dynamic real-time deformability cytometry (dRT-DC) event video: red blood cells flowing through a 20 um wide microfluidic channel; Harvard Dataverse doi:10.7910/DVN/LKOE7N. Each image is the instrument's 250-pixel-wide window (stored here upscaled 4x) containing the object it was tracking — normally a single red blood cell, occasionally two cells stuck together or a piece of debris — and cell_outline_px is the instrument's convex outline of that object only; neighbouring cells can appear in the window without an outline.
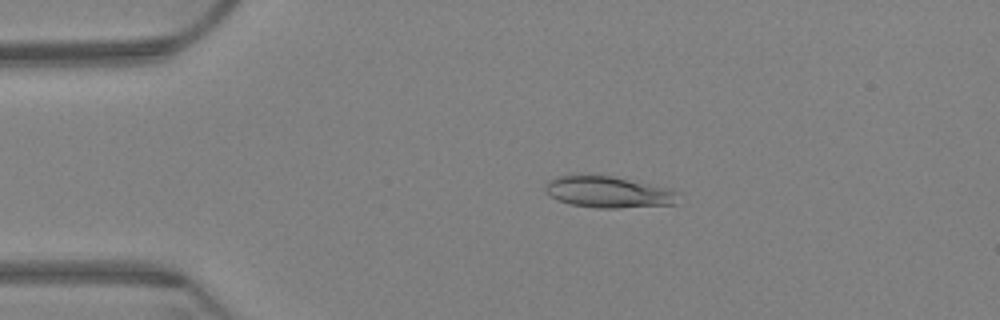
{"species": "Egyptian fruit bat (a non-hibernating species)", "species_latin": "Rousettus aegyptiacus", "temperature_condition": "warm", "stored_images_in_passage": 65, "camera_frame_rate_fps": 3000, "um_per_image_px": 0.085, "animal": {"sex": "female"}, "frame": {"image": 1, "passage_image": 14, "time_ms": 4.333, "image_size_px": [1000, 320], "cell_outline_px": [[676, 204], [616, 208], [596, 208], [572, 204], [560, 200], [552, 196], [544, 188], [544, 184], [548, 180], [556, 176], [588, 172], [612, 176], [664, 188], [676, 192]], "centroid_in_image_um": [51.59, 16.28], "position_along_channel_um": 33.4, "area_um2": 24.33}}
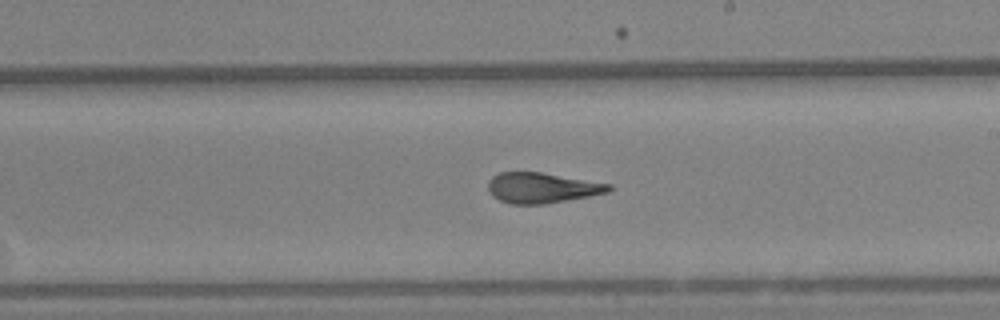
{"frame": {"image": 2, "passage_image": 38, "time_ms": 12.333, "image_size_px": [1000, 320], "cell_outline_px": [[612, 188], [608, 192], [588, 196], [544, 204], [512, 204], [500, 200], [492, 196], [488, 188], [488, 180], [492, 176], [500, 172], [540, 172], [612, 184]], "centroid_in_image_um": [46.04, 15.96], "position_along_channel_um": 243.0, "area_um2": 21.27}}
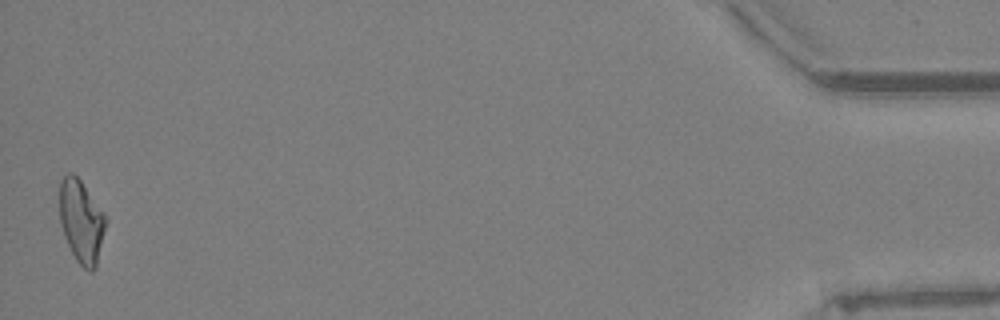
{"frame": {"image": 3, "passage_image": 64, "time_ms": 21.0, "image_size_px": [1000, 320], "cell_outline_px": [[104, 228], [96, 268], [92, 272], [84, 268], [76, 260], [64, 236], [60, 224], [60, 180], [68, 172], [72, 172], [80, 180], [104, 212]], "centroid_in_image_um": [6.88, 18.8], "position_along_channel_um": 428.3, "area_um2": 21.85}, "authors_computed_cell_mechanics": {"area_um2": 22.3108, "velocity_mm_per_s": 3.2066, "shape_relaxation_time_tau1_ms": null, "shape_relaxation_time_tau2_ms": 2.4303, "deformation_change_tau1": null, "deformation_change_tau2": 0.0876}}